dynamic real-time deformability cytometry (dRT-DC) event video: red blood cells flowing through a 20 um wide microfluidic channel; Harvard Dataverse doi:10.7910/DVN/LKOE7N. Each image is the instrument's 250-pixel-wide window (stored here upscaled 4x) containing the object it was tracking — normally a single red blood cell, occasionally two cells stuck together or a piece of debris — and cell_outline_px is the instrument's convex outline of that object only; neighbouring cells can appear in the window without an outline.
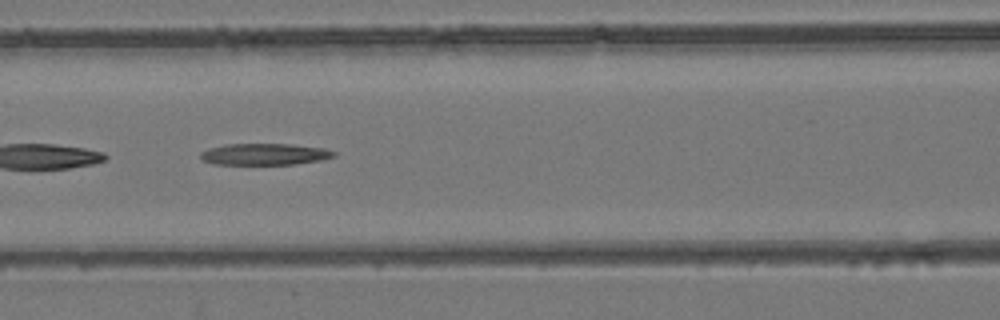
{"species": "common noctule bat (a hibernating species)", "species_latin": "Nyctalus noctula", "temperature_condition": "room temperature", "stored_images_in_passage": 53, "camera_frame_rate_fps": 3000, "um_per_image_px": 0.085, "animal": {"sex": "female", "body_mass_g": 24.6, "forearm_length_mm": 56.2}, "frame": {"image": 1, "passage_image": 23, "time_ms": 7.333, "image_size_px": [1000, 320], "cell_outline_px": [[336, 156], [320, 160], [296, 164], [212, 164], [204, 160], [200, 156], [200, 152], [208, 148], [224, 144], [288, 144], [324, 148], [336, 152]], "centroid_in_image_um": [22.48, 13.1], "position_along_channel_um": 144.1, "area_um2": 16.7}}
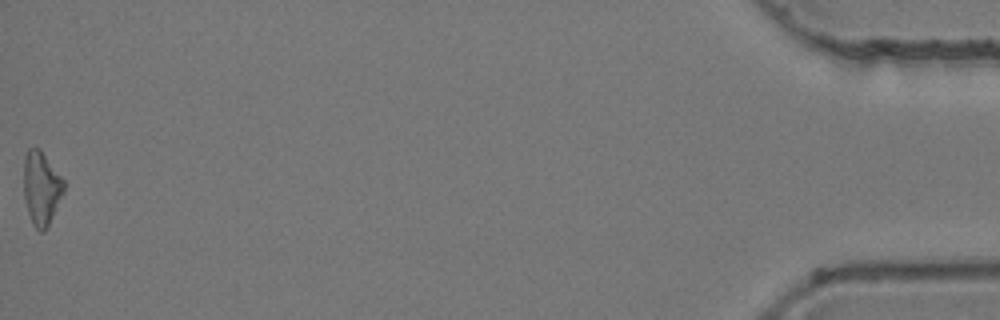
{"frame": {"image": 2, "passage_image": 53, "time_ms": 17.333, "image_size_px": [1000, 320], "cell_outline_px": [[64, 192], [48, 228], [44, 232], [40, 232], [32, 224], [28, 212], [24, 196], [24, 156], [28, 148], [40, 148], [64, 180]], "centroid_in_image_um": [3.52, 16.01], "position_along_channel_um": 431.7, "area_um2": 17.34}}